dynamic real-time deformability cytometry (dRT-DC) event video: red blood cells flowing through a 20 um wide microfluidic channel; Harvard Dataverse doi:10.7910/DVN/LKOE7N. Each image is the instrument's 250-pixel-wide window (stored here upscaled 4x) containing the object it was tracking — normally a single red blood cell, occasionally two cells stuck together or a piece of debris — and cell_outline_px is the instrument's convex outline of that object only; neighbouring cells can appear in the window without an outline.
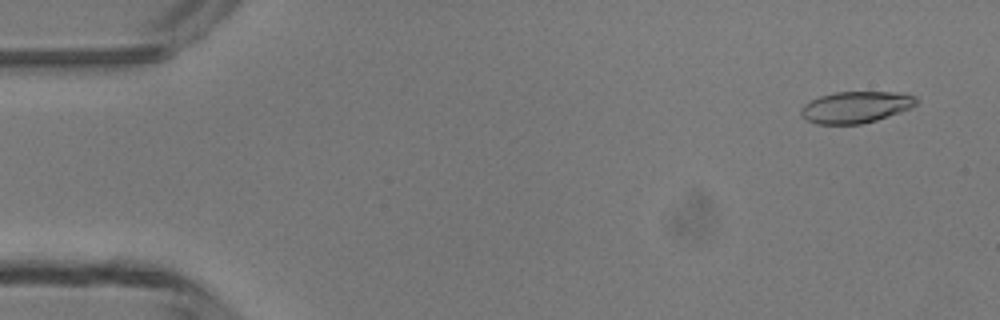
{"species": "common noctule bat (a hibernating species)", "species_latin": "Nyctalus noctula", "temperature_condition": "room temperature", "stored_images_in_passage": 4, "camera_frame_rate_fps": 3000, "um_per_image_px": 0.085, "animal": {"sex": "male", "body_mass_g": 13.3}, "frame": {"image": 1, "passage_image": 1, "time_ms": 0.0, "image_size_px": [1000, 320], "cell_outline_px": [[920, 100], [912, 108], [876, 120], [860, 124], [816, 124], [808, 120], [800, 112], [800, 108], [804, 104], [820, 96], [836, 92], [892, 92], [916, 96]], "centroid_in_image_um": [72.77, 9.1], "position_along_channel_um": 12.2, "area_um2": 21.1}}
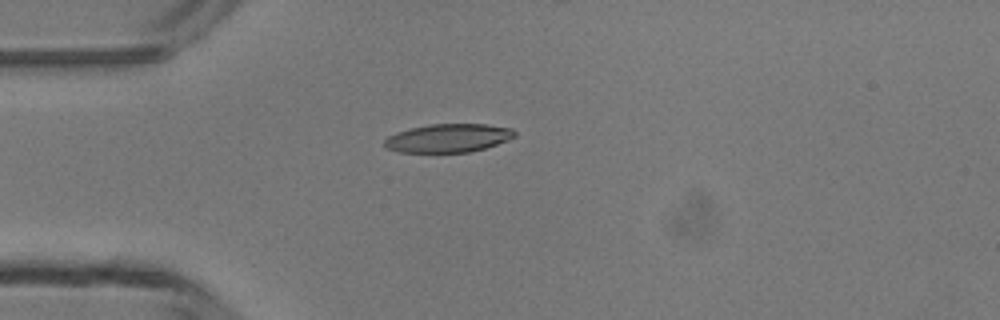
{"frame": {"image": 2, "passage_image": 4, "time_ms": 3.333, "image_size_px": [1000, 320], "cell_outline_px": [[516, 136], [508, 140], [484, 148], [468, 152], [396, 152], [388, 148], [384, 144], [384, 140], [388, 136], [396, 132], [412, 128], [432, 124], [484, 124], [512, 128], [516, 132]], "centroid_in_image_um": [38.1, 11.73], "position_along_channel_um": 46.9, "area_um2": 21.44}}